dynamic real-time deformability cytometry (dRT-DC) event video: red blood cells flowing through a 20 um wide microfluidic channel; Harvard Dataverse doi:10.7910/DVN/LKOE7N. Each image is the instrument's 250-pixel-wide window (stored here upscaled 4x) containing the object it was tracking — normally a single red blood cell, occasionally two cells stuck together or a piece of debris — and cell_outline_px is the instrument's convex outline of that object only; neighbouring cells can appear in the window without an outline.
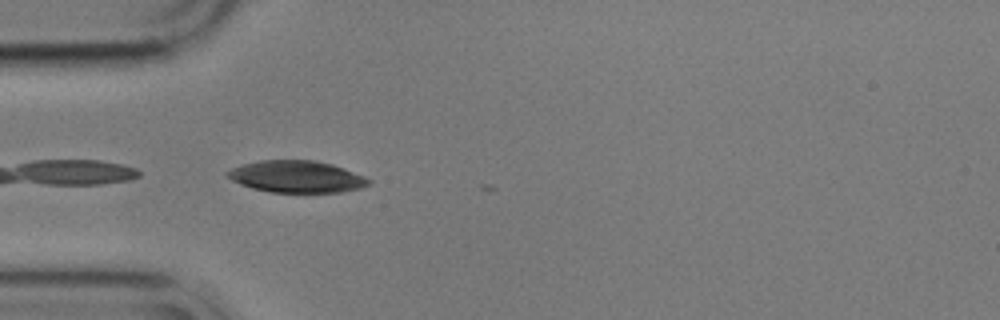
{"species": "common noctule bat (a hibernating species)", "species_latin": "Nyctalus noctula", "temperature_condition": "cold", "stored_images_in_passage": 2, "camera_frame_rate_fps": 3000, "um_per_image_px": 0.085, "animal": {"sex": "male", "body_mass_g": 17.9}, "frame": {"image": 1, "passage_image": 1, "time_ms": 0.0, "image_size_px": [1000, 320], "cell_outline_px": [[372, 184], [360, 188], [340, 192], [268, 192], [252, 188], [240, 184], [224, 176], [224, 172], [232, 168], [244, 164], [260, 160], [316, 160], [332, 164], [344, 168], [364, 176], [372, 180]], "centroid_in_image_um": [25.21, 15.01], "position_along_channel_um": 59.8, "area_um2": 26.41}}